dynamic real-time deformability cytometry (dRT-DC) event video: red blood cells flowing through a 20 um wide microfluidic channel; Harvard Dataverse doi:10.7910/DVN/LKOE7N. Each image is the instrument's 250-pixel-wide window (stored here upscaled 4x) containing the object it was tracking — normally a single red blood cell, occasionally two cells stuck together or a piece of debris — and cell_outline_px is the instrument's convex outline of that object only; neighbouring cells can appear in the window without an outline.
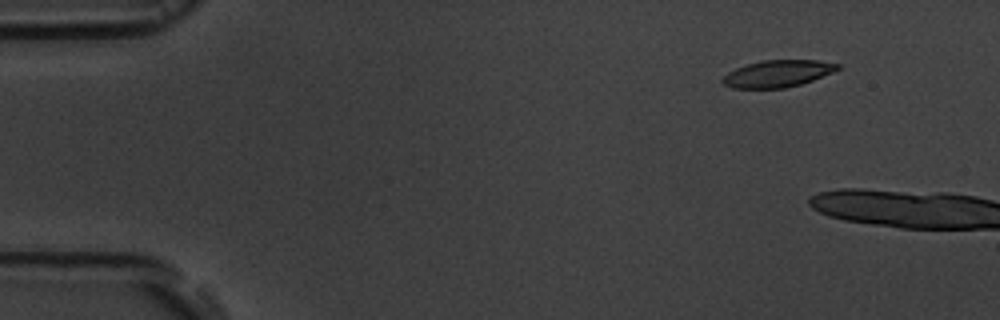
{"species": "common noctule bat (a hibernating species)", "species_latin": "Nyctalus noctula", "temperature_condition": "room temperature", "stored_images_in_passage": 2, "camera_frame_rate_fps": 3000, "um_per_image_px": 0.085, "animal": {"sex": "male", "body_mass_g": 19.5, "forearm_length_mm": 54.6}, "frame": {"image": 1, "passage_image": 1, "time_ms": 0.0, "image_size_px": [1000, 320], "cell_outline_px": [[840, 68], [832, 72], [812, 80], [800, 84], [784, 88], [732, 88], [724, 84], [720, 80], [728, 72], [736, 68], [760, 60], [816, 60], [840, 64]], "centroid_in_image_um": [66.08, 6.25], "position_along_channel_um": 18.9, "area_um2": 17.92}}